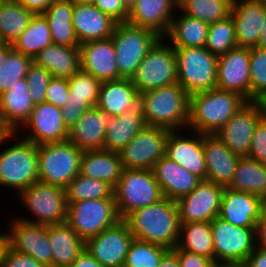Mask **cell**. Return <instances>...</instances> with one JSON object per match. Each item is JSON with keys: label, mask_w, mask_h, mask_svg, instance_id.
Here are the masks:
<instances>
[{"label": "cell", "mask_w": 266, "mask_h": 267, "mask_svg": "<svg viewBox=\"0 0 266 267\" xmlns=\"http://www.w3.org/2000/svg\"><path fill=\"white\" fill-rule=\"evenodd\" d=\"M10 140H13V133H9L1 124H0V146H3L4 143H9ZM9 141V142H8Z\"/></svg>", "instance_id": "62"}, {"label": "cell", "mask_w": 266, "mask_h": 267, "mask_svg": "<svg viewBox=\"0 0 266 267\" xmlns=\"http://www.w3.org/2000/svg\"><path fill=\"white\" fill-rule=\"evenodd\" d=\"M138 94L130 78L103 81L99 89L97 107L110 116H120L129 110L132 100Z\"/></svg>", "instance_id": "36"}, {"label": "cell", "mask_w": 266, "mask_h": 267, "mask_svg": "<svg viewBox=\"0 0 266 267\" xmlns=\"http://www.w3.org/2000/svg\"><path fill=\"white\" fill-rule=\"evenodd\" d=\"M202 145L207 166L206 180L227 187L240 156L233 153L216 134H202Z\"/></svg>", "instance_id": "24"}, {"label": "cell", "mask_w": 266, "mask_h": 267, "mask_svg": "<svg viewBox=\"0 0 266 267\" xmlns=\"http://www.w3.org/2000/svg\"><path fill=\"white\" fill-rule=\"evenodd\" d=\"M113 187L80 173L65 188L67 204L84 200L114 198Z\"/></svg>", "instance_id": "42"}, {"label": "cell", "mask_w": 266, "mask_h": 267, "mask_svg": "<svg viewBox=\"0 0 266 267\" xmlns=\"http://www.w3.org/2000/svg\"><path fill=\"white\" fill-rule=\"evenodd\" d=\"M152 171L160 185L163 196L176 202L191 193L202 181L166 156L160 158L154 164Z\"/></svg>", "instance_id": "27"}, {"label": "cell", "mask_w": 266, "mask_h": 267, "mask_svg": "<svg viewBox=\"0 0 266 267\" xmlns=\"http://www.w3.org/2000/svg\"><path fill=\"white\" fill-rule=\"evenodd\" d=\"M242 267H266V247L255 246Z\"/></svg>", "instance_id": "55"}, {"label": "cell", "mask_w": 266, "mask_h": 267, "mask_svg": "<svg viewBox=\"0 0 266 267\" xmlns=\"http://www.w3.org/2000/svg\"><path fill=\"white\" fill-rule=\"evenodd\" d=\"M0 267H46L30 255H26L6 246L2 255Z\"/></svg>", "instance_id": "51"}, {"label": "cell", "mask_w": 266, "mask_h": 267, "mask_svg": "<svg viewBox=\"0 0 266 267\" xmlns=\"http://www.w3.org/2000/svg\"><path fill=\"white\" fill-rule=\"evenodd\" d=\"M248 157L266 164V121L260 119L256 124Z\"/></svg>", "instance_id": "49"}, {"label": "cell", "mask_w": 266, "mask_h": 267, "mask_svg": "<svg viewBox=\"0 0 266 267\" xmlns=\"http://www.w3.org/2000/svg\"><path fill=\"white\" fill-rule=\"evenodd\" d=\"M212 267H242V264L227 263V262H215Z\"/></svg>", "instance_id": "65"}, {"label": "cell", "mask_w": 266, "mask_h": 267, "mask_svg": "<svg viewBox=\"0 0 266 267\" xmlns=\"http://www.w3.org/2000/svg\"><path fill=\"white\" fill-rule=\"evenodd\" d=\"M235 25L231 16L209 25L205 48L216 56L237 47Z\"/></svg>", "instance_id": "44"}, {"label": "cell", "mask_w": 266, "mask_h": 267, "mask_svg": "<svg viewBox=\"0 0 266 267\" xmlns=\"http://www.w3.org/2000/svg\"><path fill=\"white\" fill-rule=\"evenodd\" d=\"M6 246H7L6 234L4 231H2L0 232V264H1L2 255L4 253Z\"/></svg>", "instance_id": "64"}, {"label": "cell", "mask_w": 266, "mask_h": 267, "mask_svg": "<svg viewBox=\"0 0 266 267\" xmlns=\"http://www.w3.org/2000/svg\"><path fill=\"white\" fill-rule=\"evenodd\" d=\"M27 10L34 14H43L54 0H18Z\"/></svg>", "instance_id": "57"}, {"label": "cell", "mask_w": 266, "mask_h": 267, "mask_svg": "<svg viewBox=\"0 0 266 267\" xmlns=\"http://www.w3.org/2000/svg\"><path fill=\"white\" fill-rule=\"evenodd\" d=\"M73 28L79 43L110 38L118 24L94 4L74 2Z\"/></svg>", "instance_id": "30"}, {"label": "cell", "mask_w": 266, "mask_h": 267, "mask_svg": "<svg viewBox=\"0 0 266 267\" xmlns=\"http://www.w3.org/2000/svg\"><path fill=\"white\" fill-rule=\"evenodd\" d=\"M73 0H54L43 13L47 19L52 42L62 46L79 47L73 28Z\"/></svg>", "instance_id": "35"}, {"label": "cell", "mask_w": 266, "mask_h": 267, "mask_svg": "<svg viewBox=\"0 0 266 267\" xmlns=\"http://www.w3.org/2000/svg\"><path fill=\"white\" fill-rule=\"evenodd\" d=\"M176 247L214 260V243L210 222L181 223Z\"/></svg>", "instance_id": "39"}, {"label": "cell", "mask_w": 266, "mask_h": 267, "mask_svg": "<svg viewBox=\"0 0 266 267\" xmlns=\"http://www.w3.org/2000/svg\"><path fill=\"white\" fill-rule=\"evenodd\" d=\"M254 1L266 2V0H254Z\"/></svg>", "instance_id": "68"}, {"label": "cell", "mask_w": 266, "mask_h": 267, "mask_svg": "<svg viewBox=\"0 0 266 267\" xmlns=\"http://www.w3.org/2000/svg\"><path fill=\"white\" fill-rule=\"evenodd\" d=\"M264 2L233 0L231 14L237 45L256 47L263 27Z\"/></svg>", "instance_id": "28"}, {"label": "cell", "mask_w": 266, "mask_h": 267, "mask_svg": "<svg viewBox=\"0 0 266 267\" xmlns=\"http://www.w3.org/2000/svg\"><path fill=\"white\" fill-rule=\"evenodd\" d=\"M17 136L20 135L13 133L17 143L0 151V186L14 189L18 195L39 181V175L37 145Z\"/></svg>", "instance_id": "4"}, {"label": "cell", "mask_w": 266, "mask_h": 267, "mask_svg": "<svg viewBox=\"0 0 266 267\" xmlns=\"http://www.w3.org/2000/svg\"><path fill=\"white\" fill-rule=\"evenodd\" d=\"M123 220L138 240L169 250L177 245L181 223L176 201L164 197L155 204L134 210Z\"/></svg>", "instance_id": "1"}, {"label": "cell", "mask_w": 266, "mask_h": 267, "mask_svg": "<svg viewBox=\"0 0 266 267\" xmlns=\"http://www.w3.org/2000/svg\"><path fill=\"white\" fill-rule=\"evenodd\" d=\"M260 119L258 108L248 101L215 134L233 153L248 156L253 131Z\"/></svg>", "instance_id": "21"}, {"label": "cell", "mask_w": 266, "mask_h": 267, "mask_svg": "<svg viewBox=\"0 0 266 267\" xmlns=\"http://www.w3.org/2000/svg\"><path fill=\"white\" fill-rule=\"evenodd\" d=\"M134 236L121 219L85 242V249L104 267H123Z\"/></svg>", "instance_id": "15"}, {"label": "cell", "mask_w": 266, "mask_h": 267, "mask_svg": "<svg viewBox=\"0 0 266 267\" xmlns=\"http://www.w3.org/2000/svg\"><path fill=\"white\" fill-rule=\"evenodd\" d=\"M114 198L84 200L67 204L66 223L86 242L120 221Z\"/></svg>", "instance_id": "11"}, {"label": "cell", "mask_w": 266, "mask_h": 267, "mask_svg": "<svg viewBox=\"0 0 266 267\" xmlns=\"http://www.w3.org/2000/svg\"><path fill=\"white\" fill-rule=\"evenodd\" d=\"M33 62L45 68L53 77L69 79L80 69V50L79 47L52 43L39 52Z\"/></svg>", "instance_id": "32"}, {"label": "cell", "mask_w": 266, "mask_h": 267, "mask_svg": "<svg viewBox=\"0 0 266 267\" xmlns=\"http://www.w3.org/2000/svg\"><path fill=\"white\" fill-rule=\"evenodd\" d=\"M12 49V44L4 43L0 41V67L4 62L7 53Z\"/></svg>", "instance_id": "63"}, {"label": "cell", "mask_w": 266, "mask_h": 267, "mask_svg": "<svg viewBox=\"0 0 266 267\" xmlns=\"http://www.w3.org/2000/svg\"><path fill=\"white\" fill-rule=\"evenodd\" d=\"M215 262L242 264L255 248V228L237 227L216 217L210 222Z\"/></svg>", "instance_id": "13"}, {"label": "cell", "mask_w": 266, "mask_h": 267, "mask_svg": "<svg viewBox=\"0 0 266 267\" xmlns=\"http://www.w3.org/2000/svg\"><path fill=\"white\" fill-rule=\"evenodd\" d=\"M19 199L31 217L17 216V218L36 224H59L67 221V200L65 189L37 181L22 190Z\"/></svg>", "instance_id": "9"}, {"label": "cell", "mask_w": 266, "mask_h": 267, "mask_svg": "<svg viewBox=\"0 0 266 267\" xmlns=\"http://www.w3.org/2000/svg\"><path fill=\"white\" fill-rule=\"evenodd\" d=\"M172 18L168 33L163 37L173 48L203 47L206 45L209 25L180 10ZM177 15V16H176ZM170 40H168V39Z\"/></svg>", "instance_id": "34"}, {"label": "cell", "mask_w": 266, "mask_h": 267, "mask_svg": "<svg viewBox=\"0 0 266 267\" xmlns=\"http://www.w3.org/2000/svg\"><path fill=\"white\" fill-rule=\"evenodd\" d=\"M52 77L49 71L34 62L29 66L25 78L34 104L46 101L47 86Z\"/></svg>", "instance_id": "48"}, {"label": "cell", "mask_w": 266, "mask_h": 267, "mask_svg": "<svg viewBox=\"0 0 266 267\" xmlns=\"http://www.w3.org/2000/svg\"><path fill=\"white\" fill-rule=\"evenodd\" d=\"M216 88L250 101V48L237 46L218 56Z\"/></svg>", "instance_id": "18"}, {"label": "cell", "mask_w": 266, "mask_h": 267, "mask_svg": "<svg viewBox=\"0 0 266 267\" xmlns=\"http://www.w3.org/2000/svg\"><path fill=\"white\" fill-rule=\"evenodd\" d=\"M224 186L202 180L197 187L177 201L180 223L211 222L218 217Z\"/></svg>", "instance_id": "17"}, {"label": "cell", "mask_w": 266, "mask_h": 267, "mask_svg": "<svg viewBox=\"0 0 266 267\" xmlns=\"http://www.w3.org/2000/svg\"><path fill=\"white\" fill-rule=\"evenodd\" d=\"M178 9V0H136L130 8L127 23L145 27L164 37Z\"/></svg>", "instance_id": "25"}, {"label": "cell", "mask_w": 266, "mask_h": 267, "mask_svg": "<svg viewBox=\"0 0 266 267\" xmlns=\"http://www.w3.org/2000/svg\"><path fill=\"white\" fill-rule=\"evenodd\" d=\"M161 37L148 51L131 80L138 93L177 82L175 49ZM168 43V44H167Z\"/></svg>", "instance_id": "10"}, {"label": "cell", "mask_w": 266, "mask_h": 267, "mask_svg": "<svg viewBox=\"0 0 266 267\" xmlns=\"http://www.w3.org/2000/svg\"><path fill=\"white\" fill-rule=\"evenodd\" d=\"M120 219L134 210L155 204L164 198L152 169H123L113 189Z\"/></svg>", "instance_id": "5"}, {"label": "cell", "mask_w": 266, "mask_h": 267, "mask_svg": "<svg viewBox=\"0 0 266 267\" xmlns=\"http://www.w3.org/2000/svg\"><path fill=\"white\" fill-rule=\"evenodd\" d=\"M68 267H104L84 249Z\"/></svg>", "instance_id": "58"}, {"label": "cell", "mask_w": 266, "mask_h": 267, "mask_svg": "<svg viewBox=\"0 0 266 267\" xmlns=\"http://www.w3.org/2000/svg\"><path fill=\"white\" fill-rule=\"evenodd\" d=\"M146 125L144 100L139 93L132 100L129 110L120 116H110L106 127L104 149L119 153Z\"/></svg>", "instance_id": "23"}, {"label": "cell", "mask_w": 266, "mask_h": 267, "mask_svg": "<svg viewBox=\"0 0 266 267\" xmlns=\"http://www.w3.org/2000/svg\"><path fill=\"white\" fill-rule=\"evenodd\" d=\"M183 131L174 130L169 133L165 156L201 180H206L207 166L202 145V134L193 132L195 134L191 136L189 134L183 135Z\"/></svg>", "instance_id": "20"}, {"label": "cell", "mask_w": 266, "mask_h": 267, "mask_svg": "<svg viewBox=\"0 0 266 267\" xmlns=\"http://www.w3.org/2000/svg\"><path fill=\"white\" fill-rule=\"evenodd\" d=\"M94 5L117 23L127 22L129 10L121 0H96Z\"/></svg>", "instance_id": "52"}, {"label": "cell", "mask_w": 266, "mask_h": 267, "mask_svg": "<svg viewBox=\"0 0 266 267\" xmlns=\"http://www.w3.org/2000/svg\"><path fill=\"white\" fill-rule=\"evenodd\" d=\"M69 98L68 79L52 77L46 91V102L62 108Z\"/></svg>", "instance_id": "50"}, {"label": "cell", "mask_w": 266, "mask_h": 267, "mask_svg": "<svg viewBox=\"0 0 266 267\" xmlns=\"http://www.w3.org/2000/svg\"><path fill=\"white\" fill-rule=\"evenodd\" d=\"M255 246L266 247V207L255 227Z\"/></svg>", "instance_id": "56"}, {"label": "cell", "mask_w": 266, "mask_h": 267, "mask_svg": "<svg viewBox=\"0 0 266 267\" xmlns=\"http://www.w3.org/2000/svg\"><path fill=\"white\" fill-rule=\"evenodd\" d=\"M232 190L253 193L266 201L265 164L248 156L240 157L231 183Z\"/></svg>", "instance_id": "37"}, {"label": "cell", "mask_w": 266, "mask_h": 267, "mask_svg": "<svg viewBox=\"0 0 266 267\" xmlns=\"http://www.w3.org/2000/svg\"><path fill=\"white\" fill-rule=\"evenodd\" d=\"M177 83L191 96L216 88L218 56L203 47L174 48Z\"/></svg>", "instance_id": "7"}, {"label": "cell", "mask_w": 266, "mask_h": 267, "mask_svg": "<svg viewBox=\"0 0 266 267\" xmlns=\"http://www.w3.org/2000/svg\"><path fill=\"white\" fill-rule=\"evenodd\" d=\"M32 63L33 58L31 56L17 52L12 48L0 67V94L10 89L15 82L25 78Z\"/></svg>", "instance_id": "46"}, {"label": "cell", "mask_w": 266, "mask_h": 267, "mask_svg": "<svg viewBox=\"0 0 266 267\" xmlns=\"http://www.w3.org/2000/svg\"><path fill=\"white\" fill-rule=\"evenodd\" d=\"M92 108L88 103L69 102L62 107L64 124L70 129L86 110Z\"/></svg>", "instance_id": "54"}, {"label": "cell", "mask_w": 266, "mask_h": 267, "mask_svg": "<svg viewBox=\"0 0 266 267\" xmlns=\"http://www.w3.org/2000/svg\"><path fill=\"white\" fill-rule=\"evenodd\" d=\"M35 14L18 0H5L0 4V41L13 44L27 29Z\"/></svg>", "instance_id": "38"}, {"label": "cell", "mask_w": 266, "mask_h": 267, "mask_svg": "<svg viewBox=\"0 0 266 267\" xmlns=\"http://www.w3.org/2000/svg\"><path fill=\"white\" fill-rule=\"evenodd\" d=\"M158 267H180L177 255L169 250L161 259Z\"/></svg>", "instance_id": "59"}, {"label": "cell", "mask_w": 266, "mask_h": 267, "mask_svg": "<svg viewBox=\"0 0 266 267\" xmlns=\"http://www.w3.org/2000/svg\"><path fill=\"white\" fill-rule=\"evenodd\" d=\"M266 90V49L250 48V101Z\"/></svg>", "instance_id": "47"}, {"label": "cell", "mask_w": 266, "mask_h": 267, "mask_svg": "<svg viewBox=\"0 0 266 267\" xmlns=\"http://www.w3.org/2000/svg\"><path fill=\"white\" fill-rule=\"evenodd\" d=\"M248 101L240 94L214 88L190 96L187 129L215 134Z\"/></svg>", "instance_id": "2"}, {"label": "cell", "mask_w": 266, "mask_h": 267, "mask_svg": "<svg viewBox=\"0 0 266 267\" xmlns=\"http://www.w3.org/2000/svg\"><path fill=\"white\" fill-rule=\"evenodd\" d=\"M83 152L68 140L37 145L39 181L65 189L80 173Z\"/></svg>", "instance_id": "6"}, {"label": "cell", "mask_w": 266, "mask_h": 267, "mask_svg": "<svg viewBox=\"0 0 266 267\" xmlns=\"http://www.w3.org/2000/svg\"><path fill=\"white\" fill-rule=\"evenodd\" d=\"M110 38L115 47L119 79H131L145 55L161 37L149 28L125 22L116 25Z\"/></svg>", "instance_id": "8"}, {"label": "cell", "mask_w": 266, "mask_h": 267, "mask_svg": "<svg viewBox=\"0 0 266 267\" xmlns=\"http://www.w3.org/2000/svg\"><path fill=\"white\" fill-rule=\"evenodd\" d=\"M52 43L47 19L43 14H35L27 29L12 44V48L34 58Z\"/></svg>", "instance_id": "40"}, {"label": "cell", "mask_w": 266, "mask_h": 267, "mask_svg": "<svg viewBox=\"0 0 266 267\" xmlns=\"http://www.w3.org/2000/svg\"><path fill=\"white\" fill-rule=\"evenodd\" d=\"M69 102L88 103L91 107H96L99 99V89L101 81L96 79L90 73L79 69L68 79Z\"/></svg>", "instance_id": "43"}, {"label": "cell", "mask_w": 266, "mask_h": 267, "mask_svg": "<svg viewBox=\"0 0 266 267\" xmlns=\"http://www.w3.org/2000/svg\"><path fill=\"white\" fill-rule=\"evenodd\" d=\"M140 94L144 100V119L147 125L172 131L187 128L190 95L179 83Z\"/></svg>", "instance_id": "3"}, {"label": "cell", "mask_w": 266, "mask_h": 267, "mask_svg": "<svg viewBox=\"0 0 266 267\" xmlns=\"http://www.w3.org/2000/svg\"><path fill=\"white\" fill-rule=\"evenodd\" d=\"M233 0H178V10L208 25L231 14Z\"/></svg>", "instance_id": "41"}, {"label": "cell", "mask_w": 266, "mask_h": 267, "mask_svg": "<svg viewBox=\"0 0 266 267\" xmlns=\"http://www.w3.org/2000/svg\"><path fill=\"white\" fill-rule=\"evenodd\" d=\"M172 251L177 255L180 267H212L215 263L213 259L177 247L173 248Z\"/></svg>", "instance_id": "53"}, {"label": "cell", "mask_w": 266, "mask_h": 267, "mask_svg": "<svg viewBox=\"0 0 266 267\" xmlns=\"http://www.w3.org/2000/svg\"><path fill=\"white\" fill-rule=\"evenodd\" d=\"M123 5L130 10V8L136 3V0H121Z\"/></svg>", "instance_id": "66"}, {"label": "cell", "mask_w": 266, "mask_h": 267, "mask_svg": "<svg viewBox=\"0 0 266 267\" xmlns=\"http://www.w3.org/2000/svg\"><path fill=\"white\" fill-rule=\"evenodd\" d=\"M52 267H68L85 249V242L65 222L48 225Z\"/></svg>", "instance_id": "33"}, {"label": "cell", "mask_w": 266, "mask_h": 267, "mask_svg": "<svg viewBox=\"0 0 266 267\" xmlns=\"http://www.w3.org/2000/svg\"><path fill=\"white\" fill-rule=\"evenodd\" d=\"M252 102L258 108L261 119L266 121V90L256 96Z\"/></svg>", "instance_id": "60"}, {"label": "cell", "mask_w": 266, "mask_h": 267, "mask_svg": "<svg viewBox=\"0 0 266 267\" xmlns=\"http://www.w3.org/2000/svg\"><path fill=\"white\" fill-rule=\"evenodd\" d=\"M22 128L27 129L22 138L36 145L68 139L69 129L64 124L62 108L46 101L34 105L29 119L16 133L21 134Z\"/></svg>", "instance_id": "16"}, {"label": "cell", "mask_w": 266, "mask_h": 267, "mask_svg": "<svg viewBox=\"0 0 266 267\" xmlns=\"http://www.w3.org/2000/svg\"><path fill=\"white\" fill-rule=\"evenodd\" d=\"M266 201L253 193L224 187L218 217L242 228H255Z\"/></svg>", "instance_id": "19"}, {"label": "cell", "mask_w": 266, "mask_h": 267, "mask_svg": "<svg viewBox=\"0 0 266 267\" xmlns=\"http://www.w3.org/2000/svg\"><path fill=\"white\" fill-rule=\"evenodd\" d=\"M11 219L7 226L9 230H5L7 246L11 250L30 255L46 267H52L53 253L49 243L48 225L23 221L15 215Z\"/></svg>", "instance_id": "14"}, {"label": "cell", "mask_w": 266, "mask_h": 267, "mask_svg": "<svg viewBox=\"0 0 266 267\" xmlns=\"http://www.w3.org/2000/svg\"><path fill=\"white\" fill-rule=\"evenodd\" d=\"M169 249L136 238L131 242L123 267H158Z\"/></svg>", "instance_id": "45"}, {"label": "cell", "mask_w": 266, "mask_h": 267, "mask_svg": "<svg viewBox=\"0 0 266 267\" xmlns=\"http://www.w3.org/2000/svg\"><path fill=\"white\" fill-rule=\"evenodd\" d=\"M34 105L26 78L15 82L0 94V124L9 133H16L29 119Z\"/></svg>", "instance_id": "26"}, {"label": "cell", "mask_w": 266, "mask_h": 267, "mask_svg": "<svg viewBox=\"0 0 266 267\" xmlns=\"http://www.w3.org/2000/svg\"><path fill=\"white\" fill-rule=\"evenodd\" d=\"M172 130L146 125L119 152L126 169H152L165 156L166 142Z\"/></svg>", "instance_id": "12"}, {"label": "cell", "mask_w": 266, "mask_h": 267, "mask_svg": "<svg viewBox=\"0 0 266 267\" xmlns=\"http://www.w3.org/2000/svg\"><path fill=\"white\" fill-rule=\"evenodd\" d=\"M73 1L81 4H94L96 0H73Z\"/></svg>", "instance_id": "67"}, {"label": "cell", "mask_w": 266, "mask_h": 267, "mask_svg": "<svg viewBox=\"0 0 266 267\" xmlns=\"http://www.w3.org/2000/svg\"><path fill=\"white\" fill-rule=\"evenodd\" d=\"M119 153L102 150L84 151L81 157L80 174L108 183L113 188L123 172Z\"/></svg>", "instance_id": "31"}, {"label": "cell", "mask_w": 266, "mask_h": 267, "mask_svg": "<svg viewBox=\"0 0 266 267\" xmlns=\"http://www.w3.org/2000/svg\"><path fill=\"white\" fill-rule=\"evenodd\" d=\"M263 23L256 47L266 49V2H264Z\"/></svg>", "instance_id": "61"}, {"label": "cell", "mask_w": 266, "mask_h": 267, "mask_svg": "<svg viewBox=\"0 0 266 267\" xmlns=\"http://www.w3.org/2000/svg\"><path fill=\"white\" fill-rule=\"evenodd\" d=\"M80 69L96 79H119L115 47L111 38L90 40L80 44Z\"/></svg>", "instance_id": "22"}, {"label": "cell", "mask_w": 266, "mask_h": 267, "mask_svg": "<svg viewBox=\"0 0 266 267\" xmlns=\"http://www.w3.org/2000/svg\"><path fill=\"white\" fill-rule=\"evenodd\" d=\"M109 118L97 106L89 108L69 129L67 140L83 151L104 149Z\"/></svg>", "instance_id": "29"}]
</instances>
